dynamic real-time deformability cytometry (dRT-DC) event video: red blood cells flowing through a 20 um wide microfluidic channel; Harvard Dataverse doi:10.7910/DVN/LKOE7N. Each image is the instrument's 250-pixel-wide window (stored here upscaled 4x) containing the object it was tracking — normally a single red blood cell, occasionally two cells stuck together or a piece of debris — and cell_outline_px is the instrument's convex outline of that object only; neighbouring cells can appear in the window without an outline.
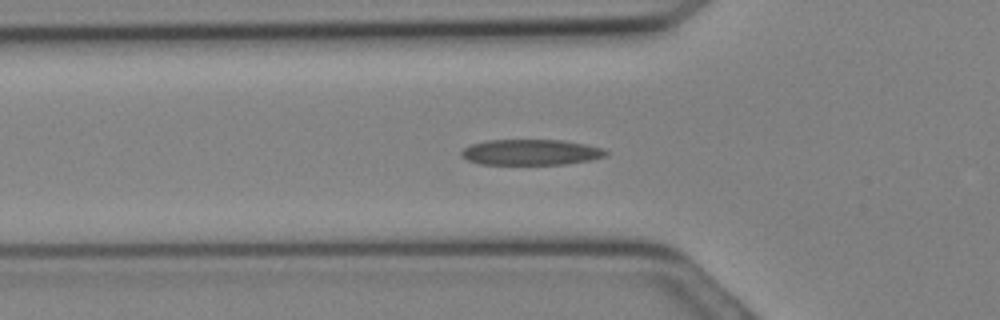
{"species": "Egyptian fruit bat (a non-hibernating species)", "species_latin": "Rousettus aegyptiacus", "temperature_condition": "cold", "stored_images_in_passage": 23, "camera_frame_rate_fps": 3000, "um_per_image_px": 0.085, "animal": {"sex": "female"}, "frame": {"image": 1, "passage_image": 2, "time_ms": 0.333, "image_size_px": [1000, 320], "cell_outline_px": [[608, 156], [588, 160], [564, 164], [480, 164], [468, 160], [460, 156], [460, 152], [464, 148], [472, 144], [488, 140], [564, 140], [604, 148], [608, 152]], "centroid_in_image_um": [45.13, 12.94], "position_along_channel_um": 80.7, "area_um2": 21.62}}
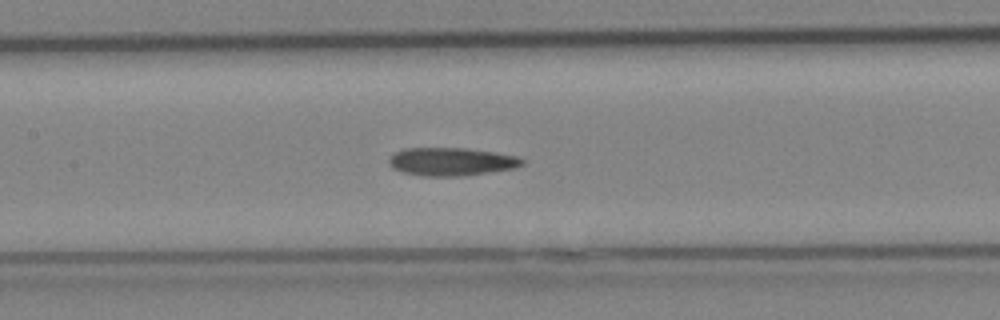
{"frame": {"image": 2, "passage_image": 6, "time_ms": 1.667, "image_size_px": [1000, 320], "cell_outline_px": [[524, 164], [516, 168], [460, 176], [428, 176], [404, 172], [396, 168], [388, 160], [396, 152], [404, 148], [464, 148], [496, 152], [516, 156], [524, 160]], "centroid_in_image_um": [38.43, 13.73], "position_along_channel_um": 169.0, "area_um2": 21.44}}
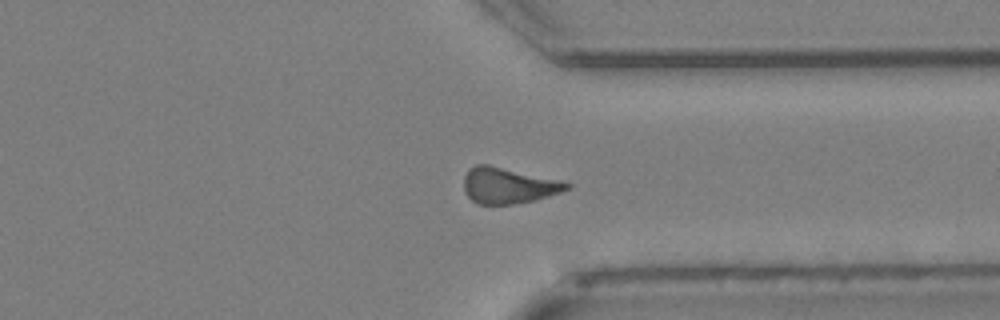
{"frame": {"image": 3, "passage_image": 15, "time_ms": 4.667, "image_size_px": [1000, 320], "cell_outline_px": [[572, 184], [568, 188], [560, 192], [536, 200], [512, 204], [476, 204], [464, 192], [464, 176], [468, 168], [476, 164], [488, 164], [556, 180]], "centroid_in_image_um": [43.13, 15.77], "position_along_channel_um": 368.3, "area_um2": 21.27}}